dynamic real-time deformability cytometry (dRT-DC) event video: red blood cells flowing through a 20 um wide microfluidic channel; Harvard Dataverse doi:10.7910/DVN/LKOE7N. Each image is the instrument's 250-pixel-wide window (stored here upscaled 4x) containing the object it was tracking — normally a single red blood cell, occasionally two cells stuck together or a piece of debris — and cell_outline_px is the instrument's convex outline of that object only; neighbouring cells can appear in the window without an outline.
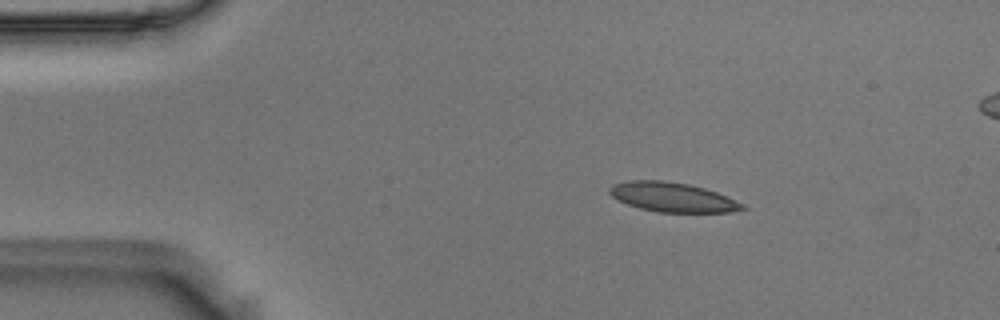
{"species": "Egyptian fruit bat (a non-hibernating species)", "species_latin": "Rousettus aegyptiacus", "temperature_condition": "room temperature", "stored_images_in_passage": 48, "camera_frame_rate_fps": 3000, "um_per_image_px": 0.085, "animal": {"sex": "male"}, "frame": {"image": 1, "passage_image": 1, "time_ms": 0.0, "image_size_px": [1000, 320], "cell_outline_px": [[748, 208], [732, 212], [660, 212], [640, 208], [628, 204], [612, 196], [608, 192], [608, 188], [612, 184], [628, 180], [660, 180], [688, 184], [704, 188], [716, 192], [744, 204]], "centroid_in_image_um": [57.15, 16.75], "position_along_channel_um": 27.8, "area_um2": 22.66}}
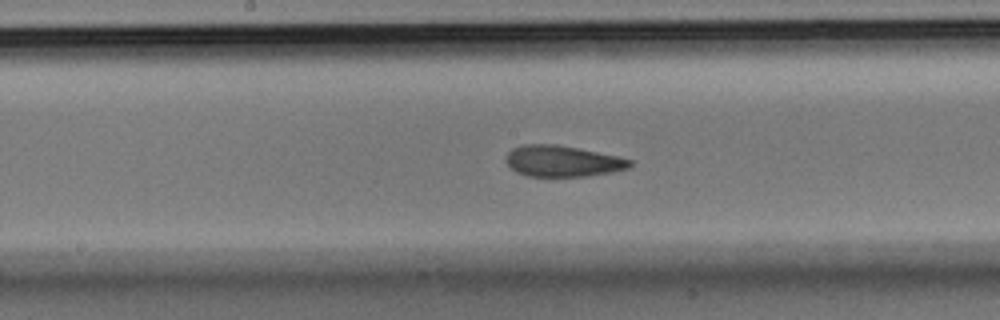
{"frame": {"image": 2, "passage_image": 20, "time_ms": 6.333, "image_size_px": [1000, 320], "cell_outline_px": [[632, 164], [628, 168], [612, 172], [588, 176], [528, 176], [516, 172], [508, 164], [508, 152], [512, 148], [524, 144], [556, 144], [616, 156], [632, 160]], "centroid_in_image_um": [47.82, 13.7], "position_along_channel_um": 200.4, "area_um2": 22.14}}
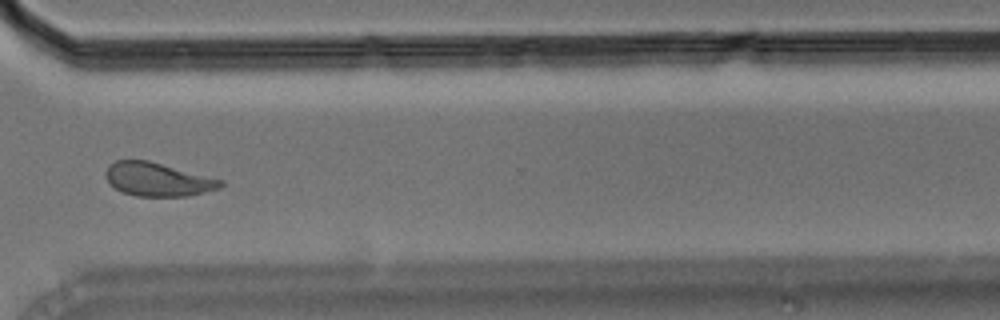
{"frame": {"image": 3, "passage_image": 33, "time_ms": 10.667, "image_size_px": [1000, 320], "cell_outline_px": [[224, 184], [220, 188], [188, 196], [136, 196], [124, 192], [116, 188], [108, 180], [104, 172], [108, 164], [116, 160], [148, 160], [224, 180]], "centroid_in_image_um": [13.42, 15.24], "position_along_channel_um": 357.2, "area_um2": 22.37}, "authors_computed_cell_mechanics": {"area_um2": 23.1489, "velocity_mm_per_s": 3.6237, "shape_relaxation_time_tau1_ms": 6.6619, "shape_relaxation_time_tau2_ms": 1.9051, "deformation_change_tau1": 0.1544, "deformation_change_tau2": 0.0783}}